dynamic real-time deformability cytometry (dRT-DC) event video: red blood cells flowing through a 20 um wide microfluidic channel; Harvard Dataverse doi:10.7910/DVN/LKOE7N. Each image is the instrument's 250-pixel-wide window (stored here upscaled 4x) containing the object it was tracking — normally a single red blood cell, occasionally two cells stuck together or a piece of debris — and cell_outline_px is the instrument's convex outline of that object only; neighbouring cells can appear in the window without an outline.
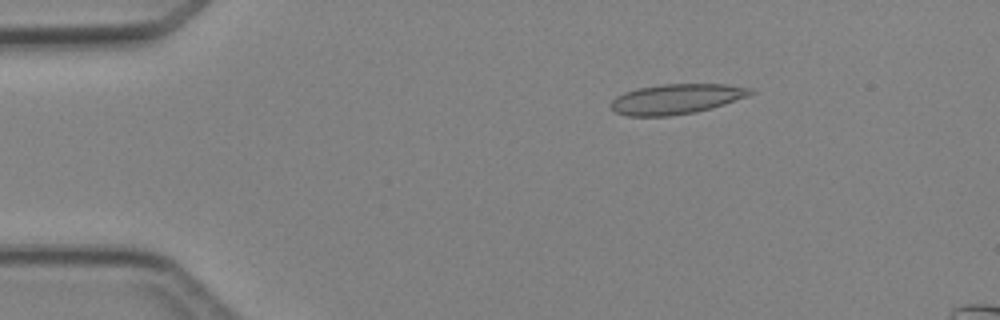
{"species": "Egyptian fruit bat (a non-hibernating species)", "species_latin": "Rousettus aegyptiacus", "temperature_condition": "cold", "stored_images_in_passage": 4, "camera_frame_rate_fps": 3000, "um_per_image_px": 0.085, "animal": {"sex": "female"}, "frame": {"image": 1, "passage_image": 2, "time_ms": 1.0, "image_size_px": [1000, 320], "cell_outline_px": [[756, 92], [748, 96], [712, 108], [696, 112], [668, 116], [628, 116], [612, 112], [608, 104], [616, 96], [624, 92], [636, 88], [660, 84], [724, 84], [752, 88]], "centroid_in_image_um": [57.44, 8.41], "position_along_channel_um": 27.6, "area_um2": 24.8}}